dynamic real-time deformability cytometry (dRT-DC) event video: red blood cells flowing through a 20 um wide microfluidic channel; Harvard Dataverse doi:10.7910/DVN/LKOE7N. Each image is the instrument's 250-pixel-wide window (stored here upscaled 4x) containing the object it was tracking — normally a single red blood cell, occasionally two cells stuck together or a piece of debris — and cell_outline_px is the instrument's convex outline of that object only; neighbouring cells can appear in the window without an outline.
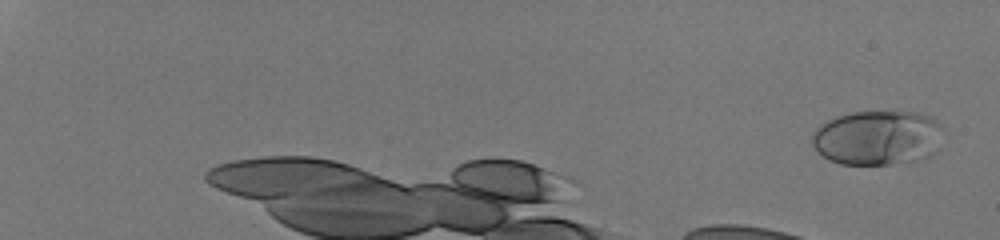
{"species": "human", "species_latin": "Homo sapiens", "temperature_condition": "room temperature", "stored_images_in_passage": 12, "camera_frame_rate_fps": 3000, "um_per_image_px": 0.085, "donor": {"sex": "male"}, "frame": {"image": 1, "passage_image": 1, "time_ms": 0.0, "image_size_px": [1000, 240], "cell_outline_px": [[944, 128], [940, 148], [936, 152], [920, 160], [888, 164], [840, 164], [828, 160], [812, 144], [812, 132], [820, 124], [836, 116], [852, 112], [896, 108], [920, 112], [936, 120]], "centroid_in_image_um": [74.66, 11.65], "position_along_channel_um": 10.3, "area_um2": 43.23}}